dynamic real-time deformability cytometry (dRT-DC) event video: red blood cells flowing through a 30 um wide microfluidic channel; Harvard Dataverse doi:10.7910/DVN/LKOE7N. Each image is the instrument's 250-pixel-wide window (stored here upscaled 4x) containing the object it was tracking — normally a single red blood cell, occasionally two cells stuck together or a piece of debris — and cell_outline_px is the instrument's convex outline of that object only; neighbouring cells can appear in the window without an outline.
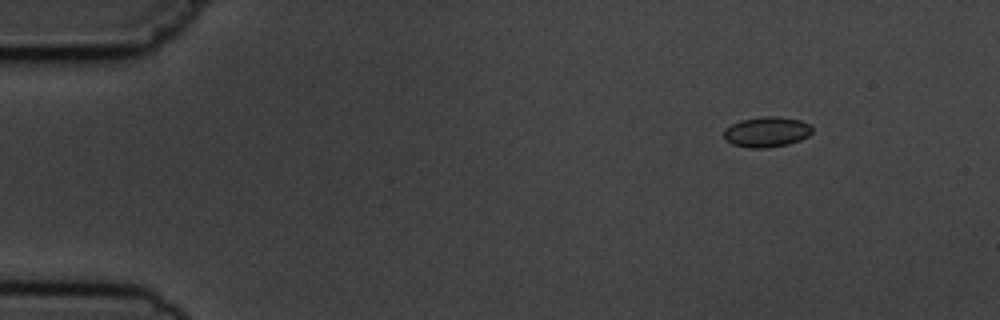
{"species": "common noctule bat (a hibernating species)", "species_latin": "Nyctalus noctula", "temperature_condition": "cold", "stored_images_in_passage": 6, "segment_of_instrument_passage": [1, 2], "camera_frame_rate_fps": 3000, "um_per_image_px": 0.085, "animal": {"sex": "male", "body_mass_g": 19.5, "forearm_length_mm": 54.6}, "frame": {"image": 1, "passage_image": 2, "time_ms": 1.333, "image_size_px": [1000, 320], "cell_outline_px": [[812, 132], [808, 136], [800, 140], [788, 144], [768, 148], [748, 148], [732, 144], [724, 140], [724, 128], [740, 120], [764, 116], [776, 116], [800, 120], [812, 124]], "centroid_in_image_um": [65.16, 11.21], "position_along_channel_um": 19.8, "area_um2": 15.84}}